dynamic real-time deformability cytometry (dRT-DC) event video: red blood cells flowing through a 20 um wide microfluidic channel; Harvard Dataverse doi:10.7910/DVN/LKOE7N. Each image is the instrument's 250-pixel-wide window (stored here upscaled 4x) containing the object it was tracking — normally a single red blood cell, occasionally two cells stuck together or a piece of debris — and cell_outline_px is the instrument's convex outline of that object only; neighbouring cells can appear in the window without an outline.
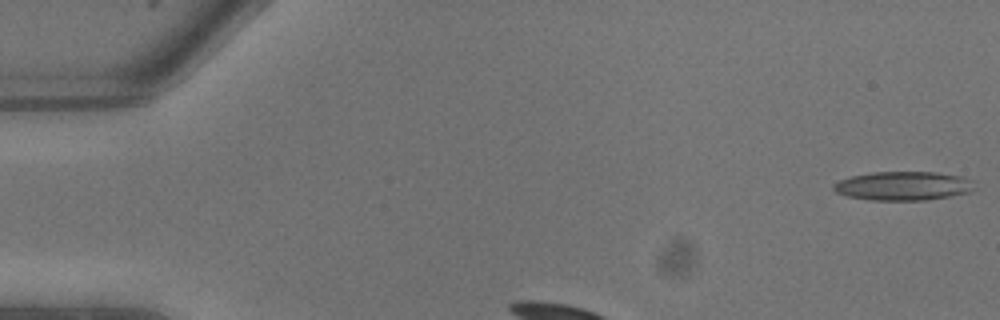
{"species": "common noctule bat (a hibernating species)", "species_latin": "Nyctalus noctula", "temperature_condition": "warm", "stored_images_in_passage": 9, "camera_frame_rate_fps": 3000, "um_per_image_px": 0.085, "animal": {"sex": "male", "body_mass_g": 13.3}, "frame": {"image": 1, "passage_image": 1, "time_ms": 0.0, "image_size_px": [1000, 320], "cell_outline_px": [[976, 188], [972, 192], [924, 200], [872, 200], [848, 196], [836, 192], [832, 188], [832, 184], [840, 180], [852, 176], [872, 172], [936, 172], [960, 176], [976, 180]], "centroid_in_image_um": [76.83, 15.79], "position_along_channel_um": 8.2, "area_um2": 23.87}}